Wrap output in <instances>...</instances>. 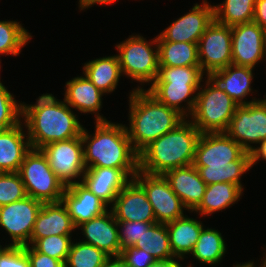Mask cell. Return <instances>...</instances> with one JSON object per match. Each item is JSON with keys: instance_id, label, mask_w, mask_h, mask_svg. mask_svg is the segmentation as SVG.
<instances>
[{"instance_id": "obj_1", "label": "cell", "mask_w": 266, "mask_h": 267, "mask_svg": "<svg viewBox=\"0 0 266 267\" xmlns=\"http://www.w3.org/2000/svg\"><path fill=\"white\" fill-rule=\"evenodd\" d=\"M193 165L207 185L226 182L243 190L242 177L252 170L250 153L226 132L201 133Z\"/></svg>"}, {"instance_id": "obj_2", "label": "cell", "mask_w": 266, "mask_h": 267, "mask_svg": "<svg viewBox=\"0 0 266 267\" xmlns=\"http://www.w3.org/2000/svg\"><path fill=\"white\" fill-rule=\"evenodd\" d=\"M36 102H22V121L33 149L81 136L79 114L54 93H43Z\"/></svg>"}, {"instance_id": "obj_3", "label": "cell", "mask_w": 266, "mask_h": 267, "mask_svg": "<svg viewBox=\"0 0 266 267\" xmlns=\"http://www.w3.org/2000/svg\"><path fill=\"white\" fill-rule=\"evenodd\" d=\"M94 125V132L84 125L81 133L86 168H118L133 179L139 170V154L131 144L125 124L110 120Z\"/></svg>"}, {"instance_id": "obj_4", "label": "cell", "mask_w": 266, "mask_h": 267, "mask_svg": "<svg viewBox=\"0 0 266 267\" xmlns=\"http://www.w3.org/2000/svg\"><path fill=\"white\" fill-rule=\"evenodd\" d=\"M128 93V123L125 126L134 150L139 154L155 139L179 125L185 117L174 108L160 103L147 90Z\"/></svg>"}, {"instance_id": "obj_5", "label": "cell", "mask_w": 266, "mask_h": 267, "mask_svg": "<svg viewBox=\"0 0 266 267\" xmlns=\"http://www.w3.org/2000/svg\"><path fill=\"white\" fill-rule=\"evenodd\" d=\"M200 135L195 125L185 118L139 153V170L164 175L169 170L193 164Z\"/></svg>"}, {"instance_id": "obj_6", "label": "cell", "mask_w": 266, "mask_h": 267, "mask_svg": "<svg viewBox=\"0 0 266 267\" xmlns=\"http://www.w3.org/2000/svg\"><path fill=\"white\" fill-rule=\"evenodd\" d=\"M205 77L200 66H159L157 78L146 90L160 103L188 118Z\"/></svg>"}, {"instance_id": "obj_7", "label": "cell", "mask_w": 266, "mask_h": 267, "mask_svg": "<svg viewBox=\"0 0 266 267\" xmlns=\"http://www.w3.org/2000/svg\"><path fill=\"white\" fill-rule=\"evenodd\" d=\"M129 37L117 42L115 50L119 58L123 78L131 83H138L133 89L146 90L159 73V49L157 35L146 39L141 33H132Z\"/></svg>"}, {"instance_id": "obj_8", "label": "cell", "mask_w": 266, "mask_h": 267, "mask_svg": "<svg viewBox=\"0 0 266 267\" xmlns=\"http://www.w3.org/2000/svg\"><path fill=\"white\" fill-rule=\"evenodd\" d=\"M238 104L208 76L197 93L194 110L188 119L200 133L226 132Z\"/></svg>"}, {"instance_id": "obj_9", "label": "cell", "mask_w": 266, "mask_h": 267, "mask_svg": "<svg viewBox=\"0 0 266 267\" xmlns=\"http://www.w3.org/2000/svg\"><path fill=\"white\" fill-rule=\"evenodd\" d=\"M18 174L28 196L43 203L62 201L65 185L49 166L41 149H31L25 156Z\"/></svg>"}, {"instance_id": "obj_10", "label": "cell", "mask_w": 266, "mask_h": 267, "mask_svg": "<svg viewBox=\"0 0 266 267\" xmlns=\"http://www.w3.org/2000/svg\"><path fill=\"white\" fill-rule=\"evenodd\" d=\"M43 202L30 196L0 207V231L9 236L8 246L30 245V237ZM9 242V243H7Z\"/></svg>"}, {"instance_id": "obj_11", "label": "cell", "mask_w": 266, "mask_h": 267, "mask_svg": "<svg viewBox=\"0 0 266 267\" xmlns=\"http://www.w3.org/2000/svg\"><path fill=\"white\" fill-rule=\"evenodd\" d=\"M49 166L65 187L82 182L86 171L81 136L49 143L41 148Z\"/></svg>"}, {"instance_id": "obj_12", "label": "cell", "mask_w": 266, "mask_h": 267, "mask_svg": "<svg viewBox=\"0 0 266 267\" xmlns=\"http://www.w3.org/2000/svg\"><path fill=\"white\" fill-rule=\"evenodd\" d=\"M226 133L247 152L266 139V100L238 105Z\"/></svg>"}, {"instance_id": "obj_13", "label": "cell", "mask_w": 266, "mask_h": 267, "mask_svg": "<svg viewBox=\"0 0 266 267\" xmlns=\"http://www.w3.org/2000/svg\"><path fill=\"white\" fill-rule=\"evenodd\" d=\"M133 179L145 191L157 223H169L183 217L188 211L172 191L164 175L147 174L138 170Z\"/></svg>"}, {"instance_id": "obj_14", "label": "cell", "mask_w": 266, "mask_h": 267, "mask_svg": "<svg viewBox=\"0 0 266 267\" xmlns=\"http://www.w3.org/2000/svg\"><path fill=\"white\" fill-rule=\"evenodd\" d=\"M231 42V26L221 24L214 19L197 44L199 65L206 76L232 64Z\"/></svg>"}, {"instance_id": "obj_15", "label": "cell", "mask_w": 266, "mask_h": 267, "mask_svg": "<svg viewBox=\"0 0 266 267\" xmlns=\"http://www.w3.org/2000/svg\"><path fill=\"white\" fill-rule=\"evenodd\" d=\"M214 5L208 0L194 3L188 12L170 22L157 34V41L197 43L207 27L213 22Z\"/></svg>"}, {"instance_id": "obj_16", "label": "cell", "mask_w": 266, "mask_h": 267, "mask_svg": "<svg viewBox=\"0 0 266 267\" xmlns=\"http://www.w3.org/2000/svg\"><path fill=\"white\" fill-rule=\"evenodd\" d=\"M231 31L232 64L255 69L266 62L264 29L252 21L231 26Z\"/></svg>"}, {"instance_id": "obj_17", "label": "cell", "mask_w": 266, "mask_h": 267, "mask_svg": "<svg viewBox=\"0 0 266 267\" xmlns=\"http://www.w3.org/2000/svg\"><path fill=\"white\" fill-rule=\"evenodd\" d=\"M63 100L78 114L93 115L95 122L110 121L101 113L104 93L83 73L65 82Z\"/></svg>"}, {"instance_id": "obj_18", "label": "cell", "mask_w": 266, "mask_h": 267, "mask_svg": "<svg viewBox=\"0 0 266 267\" xmlns=\"http://www.w3.org/2000/svg\"><path fill=\"white\" fill-rule=\"evenodd\" d=\"M76 230H80L78 234L82 235L78 240L103 250L110 257H119L121 245L118 223L110 208L102 215L78 225Z\"/></svg>"}, {"instance_id": "obj_19", "label": "cell", "mask_w": 266, "mask_h": 267, "mask_svg": "<svg viewBox=\"0 0 266 267\" xmlns=\"http://www.w3.org/2000/svg\"><path fill=\"white\" fill-rule=\"evenodd\" d=\"M254 74V68L231 64L226 68L210 73L208 77L238 105H247L262 99V97L254 96L258 92L257 89L252 88V85H255L253 84Z\"/></svg>"}, {"instance_id": "obj_20", "label": "cell", "mask_w": 266, "mask_h": 267, "mask_svg": "<svg viewBox=\"0 0 266 267\" xmlns=\"http://www.w3.org/2000/svg\"><path fill=\"white\" fill-rule=\"evenodd\" d=\"M110 209L116 221L156 223L151 203L143 188L134 179L119 192Z\"/></svg>"}, {"instance_id": "obj_21", "label": "cell", "mask_w": 266, "mask_h": 267, "mask_svg": "<svg viewBox=\"0 0 266 267\" xmlns=\"http://www.w3.org/2000/svg\"><path fill=\"white\" fill-rule=\"evenodd\" d=\"M131 180L122 169L107 167H89L82 177V183L109 208Z\"/></svg>"}, {"instance_id": "obj_22", "label": "cell", "mask_w": 266, "mask_h": 267, "mask_svg": "<svg viewBox=\"0 0 266 267\" xmlns=\"http://www.w3.org/2000/svg\"><path fill=\"white\" fill-rule=\"evenodd\" d=\"M76 228L62 201L43 203L34 223L30 245L47 236L75 234Z\"/></svg>"}, {"instance_id": "obj_23", "label": "cell", "mask_w": 266, "mask_h": 267, "mask_svg": "<svg viewBox=\"0 0 266 267\" xmlns=\"http://www.w3.org/2000/svg\"><path fill=\"white\" fill-rule=\"evenodd\" d=\"M62 202L66 205L75 226L102 215L109 207L82 182L67 186Z\"/></svg>"}, {"instance_id": "obj_24", "label": "cell", "mask_w": 266, "mask_h": 267, "mask_svg": "<svg viewBox=\"0 0 266 267\" xmlns=\"http://www.w3.org/2000/svg\"><path fill=\"white\" fill-rule=\"evenodd\" d=\"M164 177L188 212H193L202 201L207 187L194 165L169 170Z\"/></svg>"}, {"instance_id": "obj_25", "label": "cell", "mask_w": 266, "mask_h": 267, "mask_svg": "<svg viewBox=\"0 0 266 267\" xmlns=\"http://www.w3.org/2000/svg\"><path fill=\"white\" fill-rule=\"evenodd\" d=\"M31 149L23 121L9 129L0 130V172H18Z\"/></svg>"}, {"instance_id": "obj_26", "label": "cell", "mask_w": 266, "mask_h": 267, "mask_svg": "<svg viewBox=\"0 0 266 267\" xmlns=\"http://www.w3.org/2000/svg\"><path fill=\"white\" fill-rule=\"evenodd\" d=\"M196 217H189L185 214L183 217L166 223L169 234L170 247L173 255L181 262H187L190 254L193 252L196 242L202 229L206 226Z\"/></svg>"}, {"instance_id": "obj_27", "label": "cell", "mask_w": 266, "mask_h": 267, "mask_svg": "<svg viewBox=\"0 0 266 267\" xmlns=\"http://www.w3.org/2000/svg\"><path fill=\"white\" fill-rule=\"evenodd\" d=\"M244 196V190L236 184L220 182L207 185L204 196L198 207L193 212L196 216L209 218L213 214L223 212L227 208L238 204Z\"/></svg>"}, {"instance_id": "obj_28", "label": "cell", "mask_w": 266, "mask_h": 267, "mask_svg": "<svg viewBox=\"0 0 266 267\" xmlns=\"http://www.w3.org/2000/svg\"><path fill=\"white\" fill-rule=\"evenodd\" d=\"M82 73L106 95L117 89L123 76L117 54L91 59L82 65Z\"/></svg>"}, {"instance_id": "obj_29", "label": "cell", "mask_w": 266, "mask_h": 267, "mask_svg": "<svg viewBox=\"0 0 266 267\" xmlns=\"http://www.w3.org/2000/svg\"><path fill=\"white\" fill-rule=\"evenodd\" d=\"M205 226L196 242L193 252L189 257H192L193 262L196 260L198 263L217 267L225 258L227 254V242L224 235L218 230Z\"/></svg>"}, {"instance_id": "obj_30", "label": "cell", "mask_w": 266, "mask_h": 267, "mask_svg": "<svg viewBox=\"0 0 266 267\" xmlns=\"http://www.w3.org/2000/svg\"><path fill=\"white\" fill-rule=\"evenodd\" d=\"M134 246L150 253L156 261H179L171 250L166 224H152Z\"/></svg>"}, {"instance_id": "obj_31", "label": "cell", "mask_w": 266, "mask_h": 267, "mask_svg": "<svg viewBox=\"0 0 266 267\" xmlns=\"http://www.w3.org/2000/svg\"><path fill=\"white\" fill-rule=\"evenodd\" d=\"M159 66H200L197 43L157 41Z\"/></svg>"}, {"instance_id": "obj_32", "label": "cell", "mask_w": 266, "mask_h": 267, "mask_svg": "<svg viewBox=\"0 0 266 267\" xmlns=\"http://www.w3.org/2000/svg\"><path fill=\"white\" fill-rule=\"evenodd\" d=\"M18 20H0V55L20 56L22 49L31 42L32 33Z\"/></svg>"}, {"instance_id": "obj_33", "label": "cell", "mask_w": 266, "mask_h": 267, "mask_svg": "<svg viewBox=\"0 0 266 267\" xmlns=\"http://www.w3.org/2000/svg\"><path fill=\"white\" fill-rule=\"evenodd\" d=\"M256 0H223L214 5L215 20L227 26L253 21Z\"/></svg>"}, {"instance_id": "obj_34", "label": "cell", "mask_w": 266, "mask_h": 267, "mask_svg": "<svg viewBox=\"0 0 266 267\" xmlns=\"http://www.w3.org/2000/svg\"><path fill=\"white\" fill-rule=\"evenodd\" d=\"M109 258L103 250L76 238L72 242L65 267H102Z\"/></svg>"}, {"instance_id": "obj_35", "label": "cell", "mask_w": 266, "mask_h": 267, "mask_svg": "<svg viewBox=\"0 0 266 267\" xmlns=\"http://www.w3.org/2000/svg\"><path fill=\"white\" fill-rule=\"evenodd\" d=\"M22 121V101L0 83V130L9 129Z\"/></svg>"}, {"instance_id": "obj_36", "label": "cell", "mask_w": 266, "mask_h": 267, "mask_svg": "<svg viewBox=\"0 0 266 267\" xmlns=\"http://www.w3.org/2000/svg\"><path fill=\"white\" fill-rule=\"evenodd\" d=\"M73 240V235H52L37 239L31 246L36 251L65 263Z\"/></svg>"}, {"instance_id": "obj_37", "label": "cell", "mask_w": 266, "mask_h": 267, "mask_svg": "<svg viewBox=\"0 0 266 267\" xmlns=\"http://www.w3.org/2000/svg\"><path fill=\"white\" fill-rule=\"evenodd\" d=\"M26 196L25 185L18 172H0V207Z\"/></svg>"}, {"instance_id": "obj_38", "label": "cell", "mask_w": 266, "mask_h": 267, "mask_svg": "<svg viewBox=\"0 0 266 267\" xmlns=\"http://www.w3.org/2000/svg\"><path fill=\"white\" fill-rule=\"evenodd\" d=\"M117 223L121 250L128 246H134L144 231L154 224L141 221H117Z\"/></svg>"}, {"instance_id": "obj_39", "label": "cell", "mask_w": 266, "mask_h": 267, "mask_svg": "<svg viewBox=\"0 0 266 267\" xmlns=\"http://www.w3.org/2000/svg\"><path fill=\"white\" fill-rule=\"evenodd\" d=\"M119 257L128 267H149L156 262L150 253L135 246L122 249Z\"/></svg>"}, {"instance_id": "obj_40", "label": "cell", "mask_w": 266, "mask_h": 267, "mask_svg": "<svg viewBox=\"0 0 266 267\" xmlns=\"http://www.w3.org/2000/svg\"><path fill=\"white\" fill-rule=\"evenodd\" d=\"M0 267H30L24 246H7L0 254Z\"/></svg>"}, {"instance_id": "obj_41", "label": "cell", "mask_w": 266, "mask_h": 267, "mask_svg": "<svg viewBox=\"0 0 266 267\" xmlns=\"http://www.w3.org/2000/svg\"><path fill=\"white\" fill-rule=\"evenodd\" d=\"M30 260V267H65V263L36 251L31 245L24 246Z\"/></svg>"}, {"instance_id": "obj_42", "label": "cell", "mask_w": 266, "mask_h": 267, "mask_svg": "<svg viewBox=\"0 0 266 267\" xmlns=\"http://www.w3.org/2000/svg\"><path fill=\"white\" fill-rule=\"evenodd\" d=\"M253 22L266 30V0H256L254 7Z\"/></svg>"}, {"instance_id": "obj_43", "label": "cell", "mask_w": 266, "mask_h": 267, "mask_svg": "<svg viewBox=\"0 0 266 267\" xmlns=\"http://www.w3.org/2000/svg\"><path fill=\"white\" fill-rule=\"evenodd\" d=\"M252 168L262 160L266 162V139L260 142L250 153Z\"/></svg>"}, {"instance_id": "obj_44", "label": "cell", "mask_w": 266, "mask_h": 267, "mask_svg": "<svg viewBox=\"0 0 266 267\" xmlns=\"http://www.w3.org/2000/svg\"><path fill=\"white\" fill-rule=\"evenodd\" d=\"M77 2L79 12H85L87 9H90L94 5H102L103 7H106V5H114L116 2H119V0H78Z\"/></svg>"}, {"instance_id": "obj_45", "label": "cell", "mask_w": 266, "mask_h": 267, "mask_svg": "<svg viewBox=\"0 0 266 267\" xmlns=\"http://www.w3.org/2000/svg\"><path fill=\"white\" fill-rule=\"evenodd\" d=\"M265 249H266V246H265V248L263 247V257H261V261H257V260H255L254 261V259L252 260H248V261H244V262H235L233 265H232V267H261L262 265H263V262L266 260V251H265ZM260 262V263H259Z\"/></svg>"}, {"instance_id": "obj_46", "label": "cell", "mask_w": 266, "mask_h": 267, "mask_svg": "<svg viewBox=\"0 0 266 267\" xmlns=\"http://www.w3.org/2000/svg\"><path fill=\"white\" fill-rule=\"evenodd\" d=\"M191 262L192 261L182 264L181 261H156L149 267H194L195 265Z\"/></svg>"}, {"instance_id": "obj_47", "label": "cell", "mask_w": 266, "mask_h": 267, "mask_svg": "<svg viewBox=\"0 0 266 267\" xmlns=\"http://www.w3.org/2000/svg\"><path fill=\"white\" fill-rule=\"evenodd\" d=\"M102 267H128L120 257H110Z\"/></svg>"}, {"instance_id": "obj_48", "label": "cell", "mask_w": 266, "mask_h": 267, "mask_svg": "<svg viewBox=\"0 0 266 267\" xmlns=\"http://www.w3.org/2000/svg\"><path fill=\"white\" fill-rule=\"evenodd\" d=\"M1 243H2V245H1ZM4 242H0V254L2 253V251L8 246V245H4L3 244Z\"/></svg>"}, {"instance_id": "obj_49", "label": "cell", "mask_w": 266, "mask_h": 267, "mask_svg": "<svg viewBox=\"0 0 266 267\" xmlns=\"http://www.w3.org/2000/svg\"><path fill=\"white\" fill-rule=\"evenodd\" d=\"M0 57L2 58L1 55H0ZM1 58H0V72H2V71H1V68H3L2 65H1V63H2V62H1V61H2ZM1 78H2V77H1V73H0V83H3V82L1 81Z\"/></svg>"}, {"instance_id": "obj_50", "label": "cell", "mask_w": 266, "mask_h": 267, "mask_svg": "<svg viewBox=\"0 0 266 267\" xmlns=\"http://www.w3.org/2000/svg\"><path fill=\"white\" fill-rule=\"evenodd\" d=\"M264 44H265V52H266V30H264Z\"/></svg>"}, {"instance_id": "obj_51", "label": "cell", "mask_w": 266, "mask_h": 267, "mask_svg": "<svg viewBox=\"0 0 266 267\" xmlns=\"http://www.w3.org/2000/svg\"><path fill=\"white\" fill-rule=\"evenodd\" d=\"M261 267H266V260L263 262V265Z\"/></svg>"}]
</instances>
